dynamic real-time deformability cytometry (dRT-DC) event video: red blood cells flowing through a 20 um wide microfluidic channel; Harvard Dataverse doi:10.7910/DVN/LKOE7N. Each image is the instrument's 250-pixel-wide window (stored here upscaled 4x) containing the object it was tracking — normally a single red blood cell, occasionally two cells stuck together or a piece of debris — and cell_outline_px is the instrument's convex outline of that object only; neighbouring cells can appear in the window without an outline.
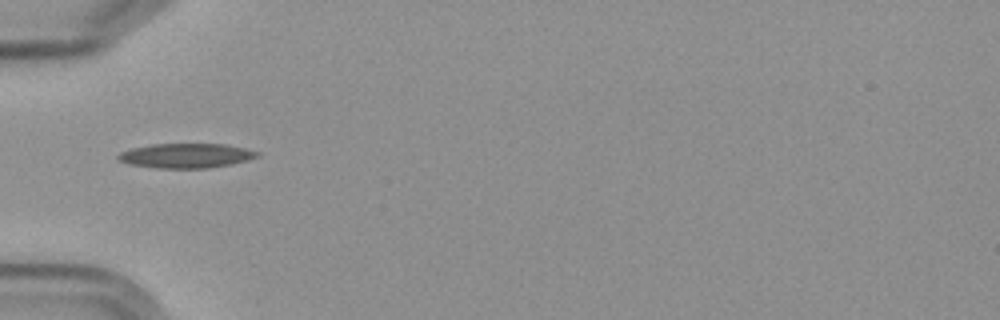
{"species": "Egyptian fruit bat (a non-hibernating species)", "species_latin": "Rousettus aegyptiacus", "temperature_condition": "cold", "stored_images_in_passage": 14, "camera_frame_rate_fps": 3000, "um_per_image_px": 0.085, "frame": {"image": 1, "passage_image": 5, "time_ms": 5.667, "image_size_px": [1000, 320], "cell_outline_px": [[260, 156], [248, 160], [232, 164], [208, 168], [156, 168], [128, 164], [116, 160], [116, 156], [120, 152], [132, 148], [152, 144], [224, 144], [244, 148], [260, 152]], "centroid_in_image_um": [15.79, 13.24], "position_along_channel_um": 69.2, "area_um2": 20.06}}
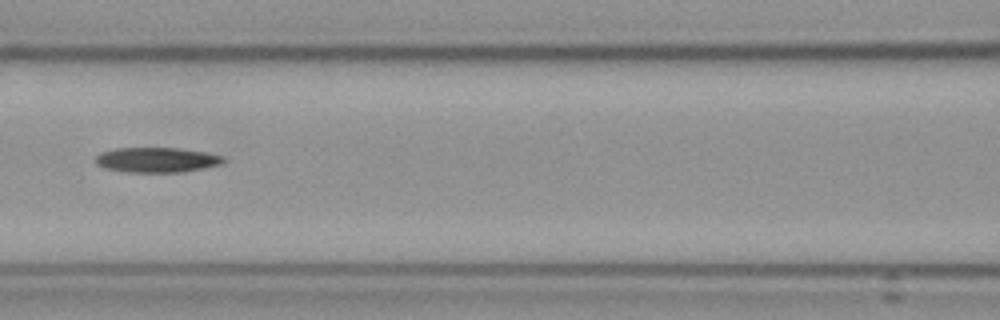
{"frame": {"image": 2, "passage_image": 7, "time_ms": 8.0, "image_size_px": [1000, 320], "cell_outline_px": [[228, 160], [220, 164], [180, 172], [128, 172], [104, 168], [96, 164], [92, 160], [100, 152], [116, 148], [176, 148], [208, 152], [224, 156]], "centroid_in_image_um": [13.29, 13.58], "position_along_channel_um": 153.3, "area_um2": 18.73}}